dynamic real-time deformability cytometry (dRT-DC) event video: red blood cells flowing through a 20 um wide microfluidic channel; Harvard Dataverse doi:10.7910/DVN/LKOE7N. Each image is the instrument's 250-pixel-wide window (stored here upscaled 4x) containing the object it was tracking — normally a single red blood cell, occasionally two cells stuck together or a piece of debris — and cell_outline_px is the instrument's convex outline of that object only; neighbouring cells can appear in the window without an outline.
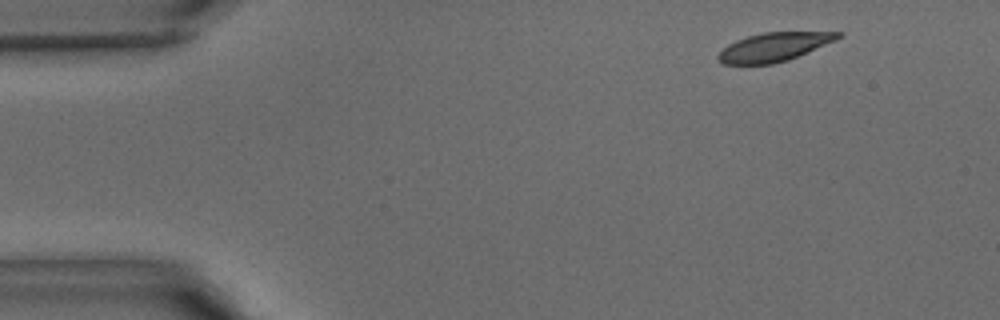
{"species": "common noctule bat (a hibernating species)", "species_latin": "Nyctalus noctula", "temperature_condition": "warm", "stored_images_in_passage": 38, "camera_frame_rate_fps": 3000, "um_per_image_px": 0.085, "animal": {"sex": "male", "body_mass_g": 15.6}, "frame": {"image": 1, "passage_image": 1, "time_ms": 0.0, "image_size_px": [1000, 320], "cell_outline_px": [[844, 36], [836, 40], [788, 60], [772, 64], [724, 64], [716, 56], [728, 44], [736, 40], [748, 36], [764, 32], [844, 32]], "centroid_in_image_um": [65.81, 3.99], "position_along_channel_um": 19.2, "area_um2": 19.88}}
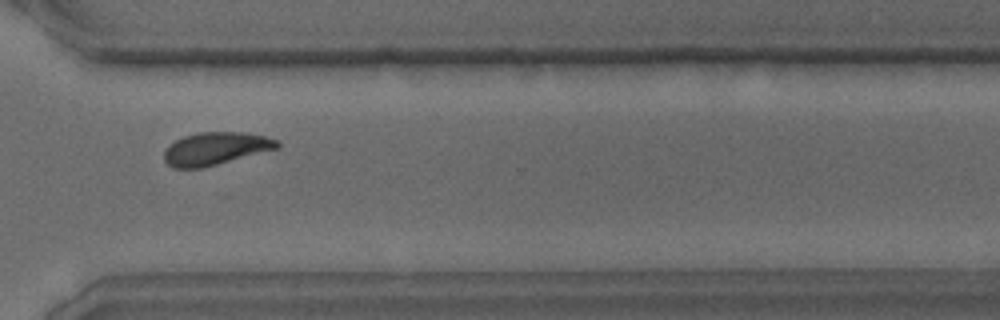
{"frame": {"image": 2, "passage_image": 27, "time_ms": 8.667, "image_size_px": [1000, 320], "cell_outline_px": [[280, 148], [204, 168], [172, 168], [164, 160], [164, 152], [176, 140], [184, 136], [200, 132], [244, 132], [264, 136], [276, 140], [280, 144]], "centroid_in_image_um": [18.35, 12.64], "position_along_channel_um": 352.3, "area_um2": 21.56}}
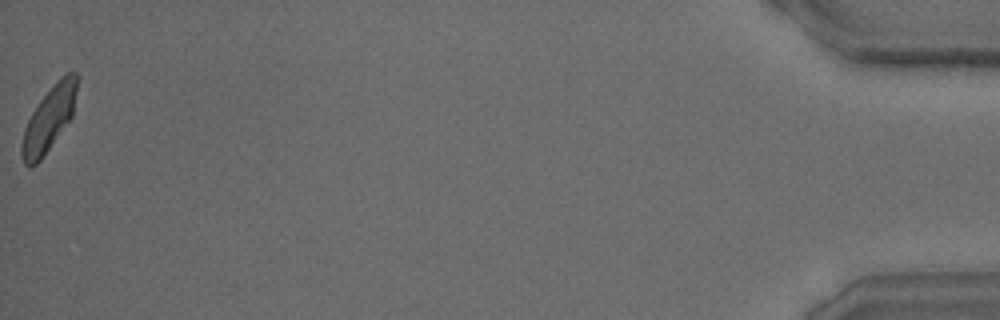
{"frame": {"image": 3, "passage_image": 38, "time_ms": 12.333, "image_size_px": [1000, 320], "cell_outline_px": [[76, 92], [72, 116], [40, 160], [36, 164], [28, 168], [24, 164], [20, 156], [20, 144], [24, 128], [32, 112], [40, 100], [60, 76], [68, 72], [76, 72]], "centroid_in_image_um": [4.11, 10.14], "position_along_channel_um": 431.1, "area_um2": 20.46}}